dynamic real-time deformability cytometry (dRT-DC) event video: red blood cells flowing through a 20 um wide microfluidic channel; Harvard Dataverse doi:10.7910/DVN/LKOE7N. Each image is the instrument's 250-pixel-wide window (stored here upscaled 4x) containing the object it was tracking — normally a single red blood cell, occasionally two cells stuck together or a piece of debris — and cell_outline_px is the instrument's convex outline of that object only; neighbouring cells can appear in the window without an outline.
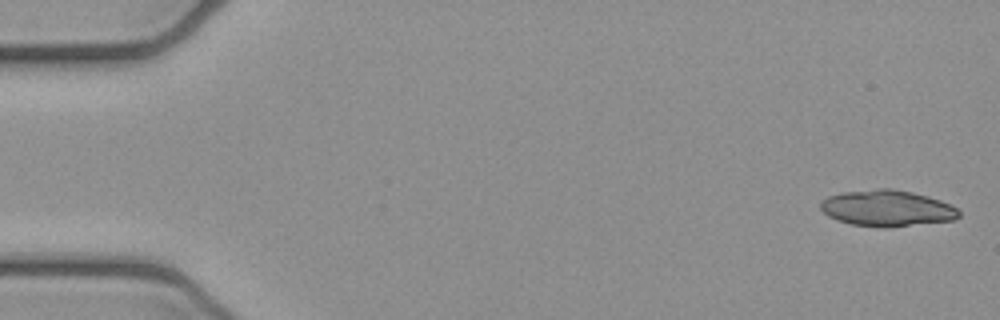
{"species": "common noctule bat (a hibernating species)", "species_latin": "Nyctalus noctula", "temperature_condition": "cold", "stored_images_in_passage": 6, "segment_of_instrument_passage": [1, 2], "camera_frame_rate_fps": 3000, "um_per_image_px": 0.085, "animal": {"sex": "female", "body_mass_g": 21.9}, "frame": {"image": 1, "passage_image": 1, "time_ms": 0.0, "image_size_px": [1000, 320], "cell_outline_px": [[960, 216], [956, 220], [884, 228], [880, 228], [852, 224], [836, 220], [828, 216], [820, 208], [820, 204], [828, 196], [844, 192], [876, 188], [892, 188], [912, 192], [928, 196], [940, 200], [956, 208], [960, 212]], "centroid_in_image_um": [75.41, 17.7], "position_along_channel_um": 9.6, "area_um2": 29.3}}